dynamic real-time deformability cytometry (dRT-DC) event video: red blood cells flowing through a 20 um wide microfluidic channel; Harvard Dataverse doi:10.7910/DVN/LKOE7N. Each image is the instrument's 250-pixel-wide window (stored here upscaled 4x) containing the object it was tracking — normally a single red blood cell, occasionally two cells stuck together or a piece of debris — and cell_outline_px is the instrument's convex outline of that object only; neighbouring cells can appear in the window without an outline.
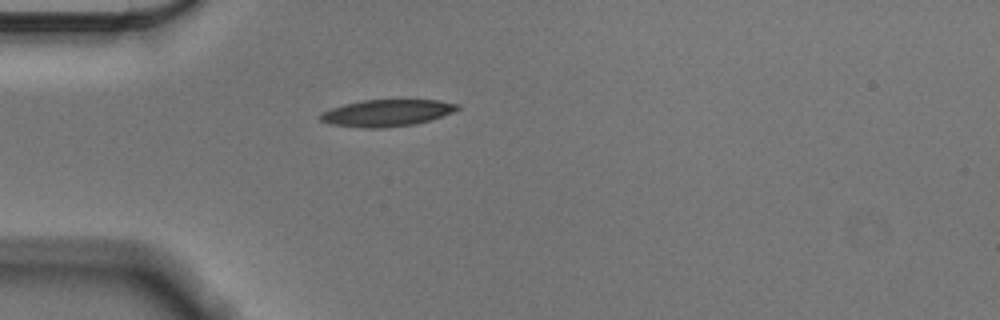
{"species": "Egyptian fruit bat (a non-hibernating species)", "species_latin": "Rousettus aegyptiacus", "temperature_condition": "cold", "stored_images_in_passage": 41, "camera_frame_rate_fps": 3000, "um_per_image_px": 0.085, "animal": {"sex": "male"}, "frame": {"image": 1, "passage_image": 1, "time_ms": 0.0, "image_size_px": [1000, 320], "cell_outline_px": [[460, 108], [452, 112], [432, 120], [416, 124], [384, 128], [364, 128], [328, 124], [320, 120], [320, 112], [344, 104], [364, 100], [440, 100], [460, 104]], "centroid_in_image_um": [32.89, 9.6], "position_along_channel_um": 52.1, "area_um2": 21.56}}
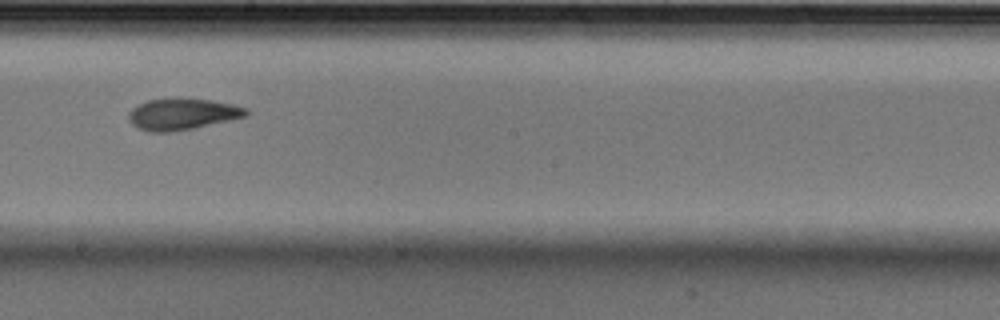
{"frame": {"image": 2, "passage_image": 17, "time_ms": 5.333, "image_size_px": [1000, 320], "cell_outline_px": [[248, 116], [192, 128], [172, 132], [148, 132], [136, 128], [132, 124], [128, 116], [128, 112], [136, 104], [148, 100], [212, 100], [232, 104], [248, 108]], "centroid_in_image_um": [15.47, 9.73], "position_along_channel_um": 232.7, "area_um2": 21.1}}
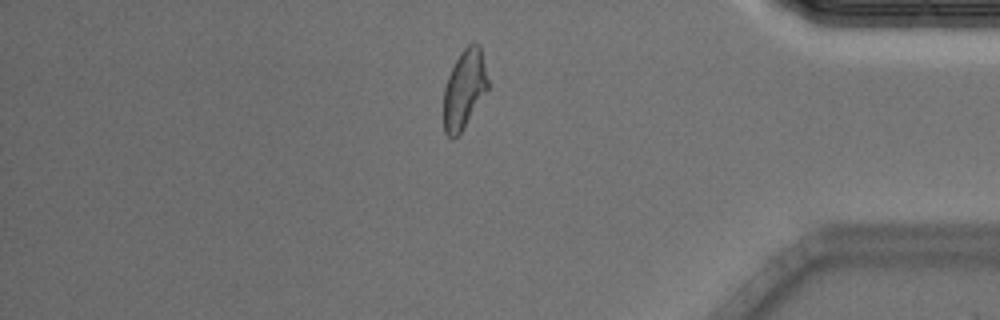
{"frame": {"image": 3, "passage_image": 33, "time_ms": 10.667, "image_size_px": [1000, 320], "cell_outline_px": [[488, 88], [460, 132], [452, 140], [444, 132], [444, 88], [448, 76], [460, 52], [472, 40], [480, 44], [488, 80]], "centroid_in_image_um": [39.46, 7.52], "position_along_channel_um": 395.7, "area_um2": 20.06}, "authors_computed_cell_mechanics": {"area_um2": 21.097, "velocity_mm_per_s": 3.5663, "shape_relaxation_time_tau1_ms": 3.9589, "shape_relaxation_time_tau2_ms": 2.174, "deformation_change_tau1": 0.166, "deformation_change_tau2": 0.0997}}